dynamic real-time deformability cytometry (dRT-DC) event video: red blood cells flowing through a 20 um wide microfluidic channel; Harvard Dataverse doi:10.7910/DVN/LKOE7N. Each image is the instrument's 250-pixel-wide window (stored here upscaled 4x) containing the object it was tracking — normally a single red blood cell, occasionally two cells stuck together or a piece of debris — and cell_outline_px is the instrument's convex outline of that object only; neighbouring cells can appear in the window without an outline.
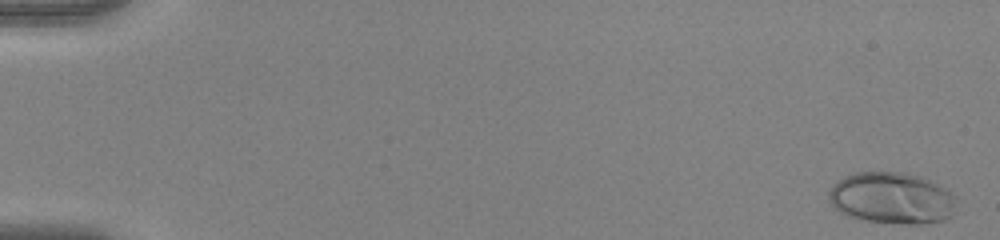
{"species": "human", "species_latin": "Homo sapiens", "temperature_condition": "warm", "stored_images_in_passage": 54, "camera_frame_rate_fps": 3000, "um_per_image_px": 0.085, "donor": {"sex": "female"}, "frame": {"image": 1, "passage_image": 2, "time_ms": 0.333, "image_size_px": [1000, 240], "cell_outline_px": [[956, 196], [952, 216], [944, 220], [920, 224], [904, 224], [860, 220], [848, 216], [832, 208], [828, 200], [828, 192], [836, 180], [844, 176], [856, 172], [908, 172], [920, 176], [944, 188]], "centroid_in_image_um": [75.75, 16.84], "position_along_channel_um": 9.2, "area_um2": 38.78}}
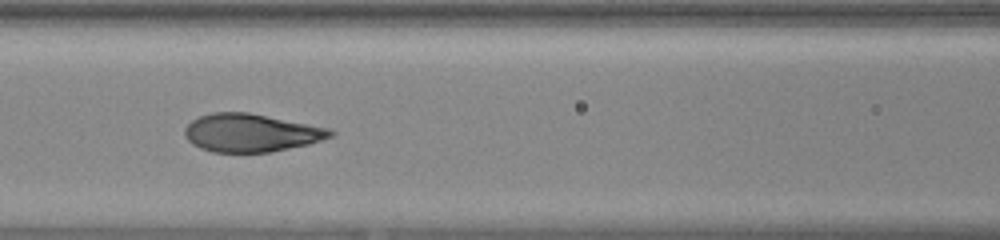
{"frame": {"image": 2, "passage_image": 26, "time_ms": 8.333, "image_size_px": [1000, 240], "cell_outline_px": [[336, 132], [332, 136], [308, 144], [268, 152], [212, 152], [200, 148], [192, 144], [184, 136], [184, 128], [192, 120], [200, 116], [212, 112], [248, 112], [328, 128]], "centroid_in_image_um": [21.28, 11.29], "position_along_channel_um": 145.3, "area_um2": 32.08}}
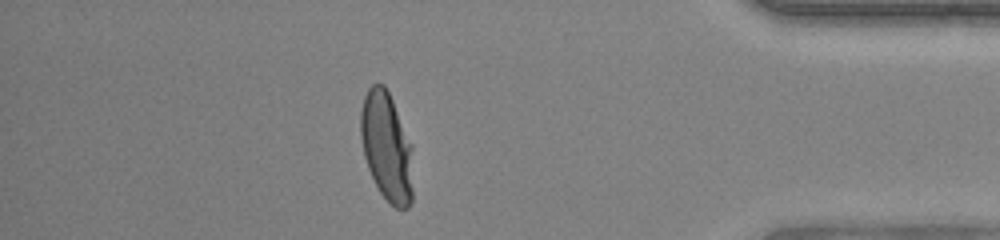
{"frame": {"image": 3, "passage_image": 48, "time_ms": 15.667, "image_size_px": [1000, 240], "cell_outline_px": [[412, 200], [408, 208], [396, 208], [380, 192], [368, 168], [364, 156], [360, 136], [360, 112], [364, 96], [368, 88], [372, 84], [384, 84], [392, 100], [412, 144]], "centroid_in_image_um": [32.86, 12.45], "position_along_channel_um": 402.3, "area_um2": 33.18}, "authors_computed_cell_mechanics": {"area_um2": 33.2639, "velocity_mm_per_s": 3.9413, "shape_relaxation_time_tau1_ms": 5.2212, "shape_relaxation_time_tau2_ms": null, "deformation_change_tau1": 0.2704, "deformation_change_tau2": null}}